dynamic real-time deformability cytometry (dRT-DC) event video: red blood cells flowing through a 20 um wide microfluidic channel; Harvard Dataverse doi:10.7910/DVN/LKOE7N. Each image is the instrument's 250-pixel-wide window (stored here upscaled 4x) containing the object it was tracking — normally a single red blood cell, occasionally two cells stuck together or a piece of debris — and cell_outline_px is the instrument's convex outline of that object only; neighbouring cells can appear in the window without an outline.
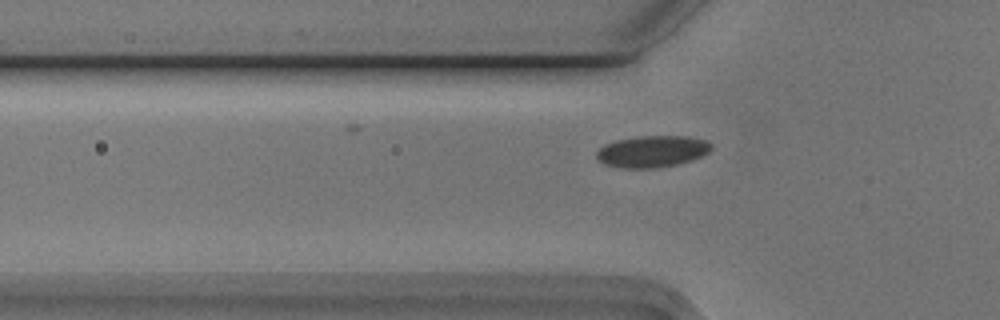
{"species": "Egyptian fruit bat (a non-hibernating species)", "species_latin": "Rousettus aegyptiacus", "temperature_condition": "cold", "stored_images_in_passage": 33, "camera_frame_rate_fps": 3000, "um_per_image_px": 0.085, "animal": {"sex": "male"}, "frame": {"image": 1, "passage_image": 3, "time_ms": 0.667, "image_size_px": [1000, 320], "cell_outline_px": [[712, 148], [708, 152], [700, 156], [676, 164], [656, 168], [624, 168], [604, 164], [596, 156], [596, 152], [604, 144], [616, 140], [636, 136], [688, 136], [708, 140], [712, 144]], "centroid_in_image_um": [55.43, 12.85], "position_along_channel_um": 70.4, "area_um2": 21.1}}
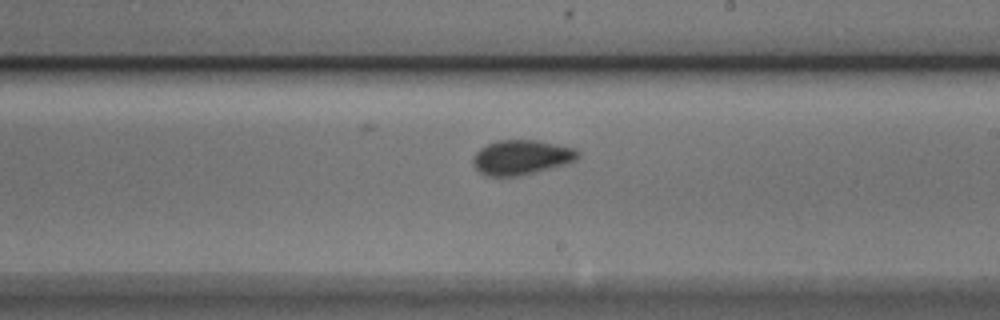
{"frame": {"image": 2, "passage_image": 17, "time_ms": 5.333, "image_size_px": [1000, 320], "cell_outline_px": [[580, 156], [576, 160], [564, 164], [516, 176], [488, 176], [480, 172], [472, 164], [472, 160], [476, 152], [480, 148], [496, 140], [536, 140], [576, 148], [580, 152]], "centroid_in_image_um": [44.31, 13.36], "position_along_channel_um": 244.7, "area_um2": 21.04}}
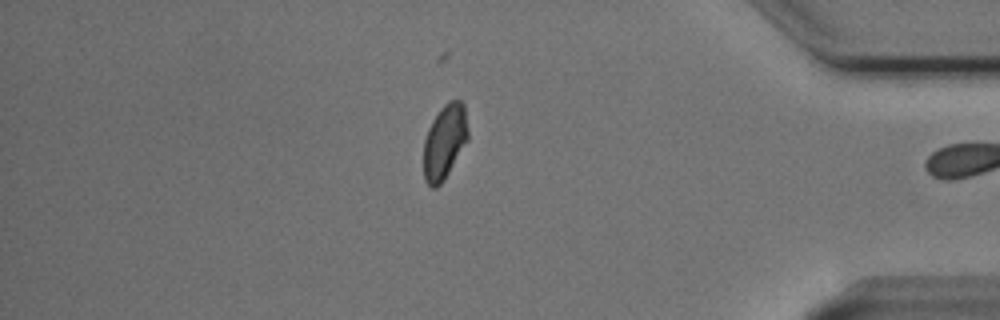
{"frame": {"image": 3, "passage_image": 32, "time_ms": 10.333, "image_size_px": [1000, 320], "cell_outline_px": [[468, 140], [444, 180], [436, 188], [432, 188], [424, 180], [424, 140], [428, 128], [432, 120], [440, 108], [448, 100], [460, 100], [464, 104], [468, 132]], "centroid_in_image_um": [37.79, 12.04], "position_along_channel_um": 397.4, "area_um2": 19.36}, "authors_computed_cell_mechanics": {"area_um2": 20.4034, "velocity_mm_per_s": 3.7328, "shape_relaxation_time_tau1_ms": 5.2675, "shape_relaxation_time_tau2_ms": 0.6862, "deformation_change_tau1": 0.0841, "deformation_change_tau2": 0.0523}}